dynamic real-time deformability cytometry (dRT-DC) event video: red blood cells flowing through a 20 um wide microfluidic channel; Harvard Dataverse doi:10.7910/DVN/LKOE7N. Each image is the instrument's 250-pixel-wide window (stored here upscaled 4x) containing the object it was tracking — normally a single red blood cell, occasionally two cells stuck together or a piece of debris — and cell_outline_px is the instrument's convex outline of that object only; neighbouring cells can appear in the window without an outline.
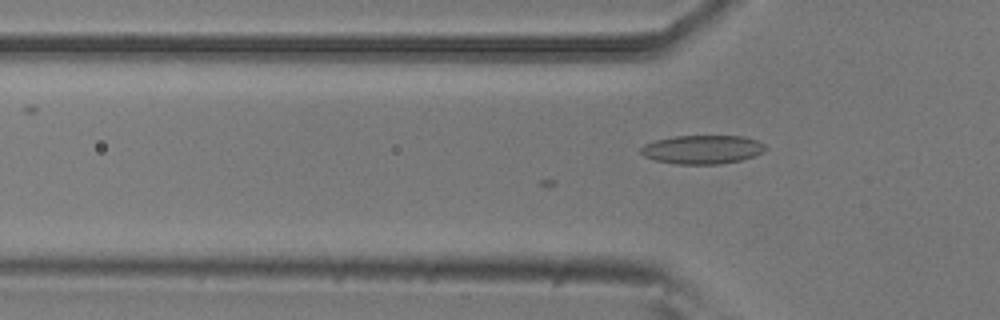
{"species": "common noctule bat (a hibernating species)", "species_latin": "Nyctalus noctula", "temperature_condition": "room temperature", "stored_images_in_passage": 13, "camera_frame_rate_fps": 3000, "um_per_image_px": 0.085, "animal": {"sex": "male", "body_mass_g": 20.5, "forearm_length_mm": 52.5}, "frame": {"image": 1, "passage_image": 13, "time_ms": 4.0, "image_size_px": [1000, 320], "cell_outline_px": [[768, 148], [752, 156], [740, 160], [720, 164], [676, 164], [656, 160], [644, 156], [640, 152], [640, 148], [644, 144], [656, 140], [672, 136], [744, 136], [756, 140], [764, 144]], "centroid_in_image_um": [59.67, 12.7], "position_along_channel_um": 66.1, "area_um2": 20.75}}